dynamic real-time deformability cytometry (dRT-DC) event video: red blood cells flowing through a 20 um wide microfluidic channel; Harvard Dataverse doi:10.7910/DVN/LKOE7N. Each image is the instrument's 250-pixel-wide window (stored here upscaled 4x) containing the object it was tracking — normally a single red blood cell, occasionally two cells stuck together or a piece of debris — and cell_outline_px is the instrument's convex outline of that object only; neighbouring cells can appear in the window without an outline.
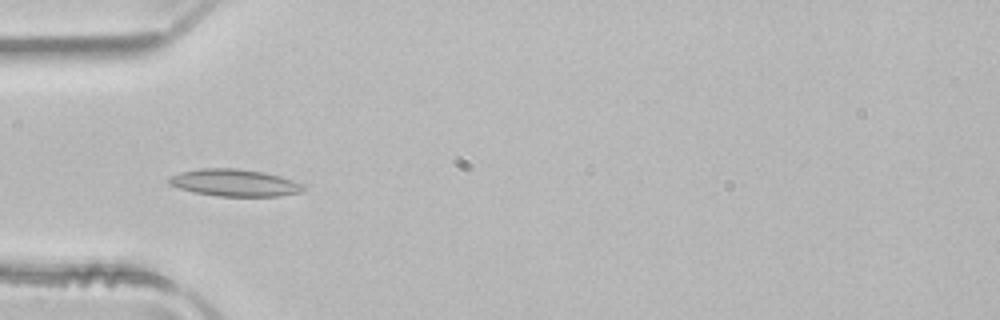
{"species": "common noctule bat (a hibernating species)", "species_latin": "Nyctalus noctula", "temperature_condition": "room temperature", "stored_images_in_passage": 5, "camera_frame_rate_fps": 3000, "um_per_image_px": 0.085, "animal": {"sex": "male", "body_mass_g": 21.5, "forearm_length_mm": 52.0}, "frame": {"image": 1, "passage_image": 2, "time_ms": 0.333, "image_size_px": [1000, 320], "cell_outline_px": [[304, 188], [300, 192], [280, 196], [216, 196], [192, 192], [168, 184], [168, 176], [180, 172], [200, 168], [236, 168], [264, 172], [280, 176], [304, 184]], "centroid_in_image_um": [19.9, 15.53], "position_along_channel_um": 65.1, "area_um2": 21.33}}